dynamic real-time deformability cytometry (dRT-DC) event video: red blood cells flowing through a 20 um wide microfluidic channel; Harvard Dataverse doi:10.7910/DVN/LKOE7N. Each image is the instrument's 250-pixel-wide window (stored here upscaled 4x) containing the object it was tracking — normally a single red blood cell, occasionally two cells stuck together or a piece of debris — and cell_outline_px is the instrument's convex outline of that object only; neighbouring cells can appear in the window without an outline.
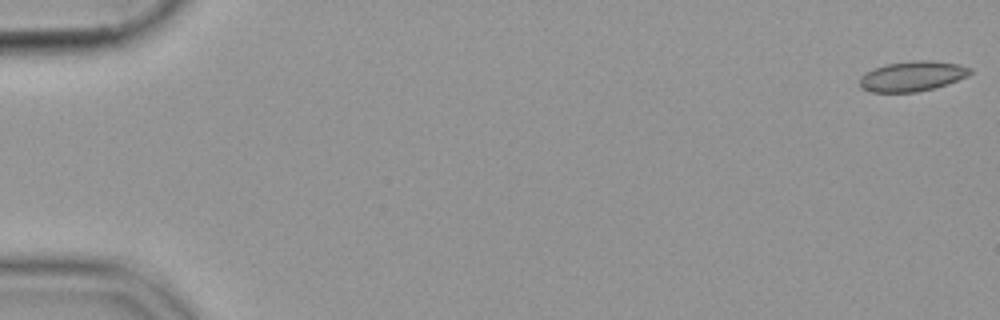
{"species": "common noctule bat (a hibernating species)", "species_latin": "Nyctalus noctula", "temperature_condition": "cold", "stored_images_in_passage": 7, "camera_frame_rate_fps": 3000, "um_per_image_px": 0.085, "animal": {"sex": "female", "body_mass_g": 19.9}, "frame": {"image": 1, "passage_image": 1, "time_ms": 0.0, "image_size_px": [1000, 320], "cell_outline_px": [[972, 72], [968, 76], [948, 84], [916, 92], [872, 92], [860, 88], [860, 76], [864, 72], [888, 64], [916, 60], [932, 60], [960, 64], [972, 68]], "centroid_in_image_um": [77.57, 6.47], "position_along_channel_um": 7.4, "area_um2": 19.42}}